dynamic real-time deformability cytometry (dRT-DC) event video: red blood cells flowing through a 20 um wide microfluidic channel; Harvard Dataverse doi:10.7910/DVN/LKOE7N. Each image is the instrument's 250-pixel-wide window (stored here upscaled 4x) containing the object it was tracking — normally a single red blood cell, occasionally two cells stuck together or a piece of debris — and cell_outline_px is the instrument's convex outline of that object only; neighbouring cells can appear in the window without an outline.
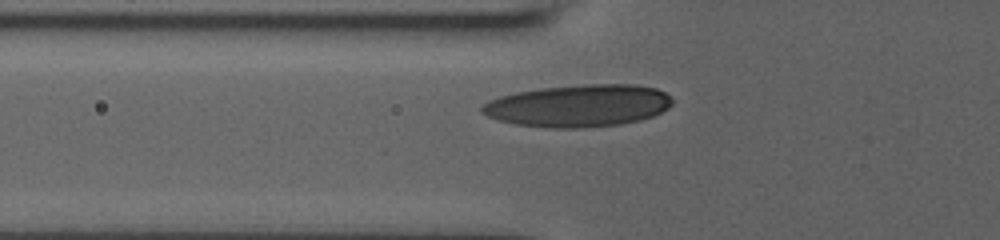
{"species": "human", "species_latin": "Homo sapiens", "temperature_condition": "room temperature", "stored_images_in_passage": 19, "camera_frame_rate_fps": 3000, "um_per_image_px": 0.085, "donor": {"sex": "male"}, "frame": {"image": 1, "passage_image": 6, "time_ms": 2.667, "image_size_px": [1000, 240], "cell_outline_px": [[672, 104], [668, 108], [652, 116], [640, 120], [620, 124], [576, 128], [552, 128], [516, 124], [500, 120], [488, 116], [480, 112], [480, 108], [488, 100], [500, 96], [516, 92], [540, 88], [584, 84], [636, 84], [656, 88], [672, 96]], "centroid_in_image_um": [49.18, 8.97], "position_along_channel_um": 76.6, "area_um2": 46.88}}
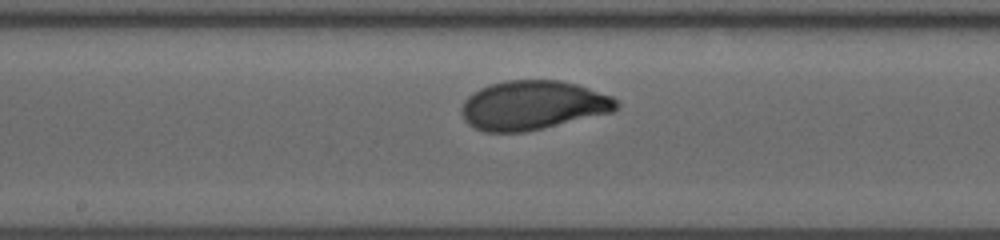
{"frame": {"image": 2, "passage_image": 10, "time_ms": 6.0, "image_size_px": [1000, 240], "cell_outline_px": [[620, 104], [612, 112], [524, 132], [484, 132], [468, 124], [464, 120], [464, 100], [472, 92], [480, 88], [492, 84], [508, 80], [560, 80], [576, 84], [612, 96]], "centroid_in_image_um": [45.3, 8.94], "position_along_channel_um": 202.9, "area_um2": 43.87}}
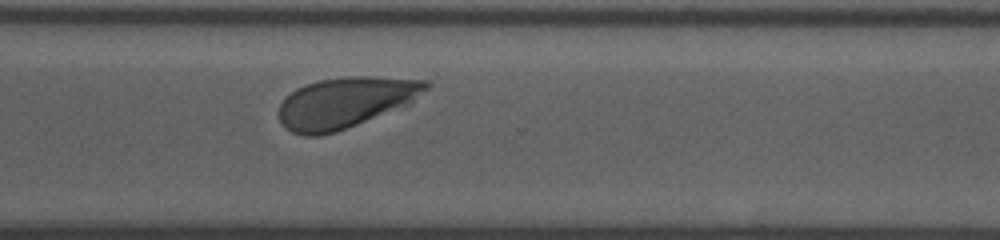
{"frame": {"image": 3, "passage_image": 19, "time_ms": 9.667, "image_size_px": [1000, 240], "cell_outline_px": [[432, 84], [428, 88], [408, 104], [336, 132], [320, 136], [304, 136], [292, 132], [280, 120], [280, 104], [296, 88], [304, 84], [320, 80], [348, 76], [372, 76], [428, 80]], "centroid_in_image_um": [29.37, 8.7], "position_along_channel_um": 341.2, "area_um2": 43.06}}